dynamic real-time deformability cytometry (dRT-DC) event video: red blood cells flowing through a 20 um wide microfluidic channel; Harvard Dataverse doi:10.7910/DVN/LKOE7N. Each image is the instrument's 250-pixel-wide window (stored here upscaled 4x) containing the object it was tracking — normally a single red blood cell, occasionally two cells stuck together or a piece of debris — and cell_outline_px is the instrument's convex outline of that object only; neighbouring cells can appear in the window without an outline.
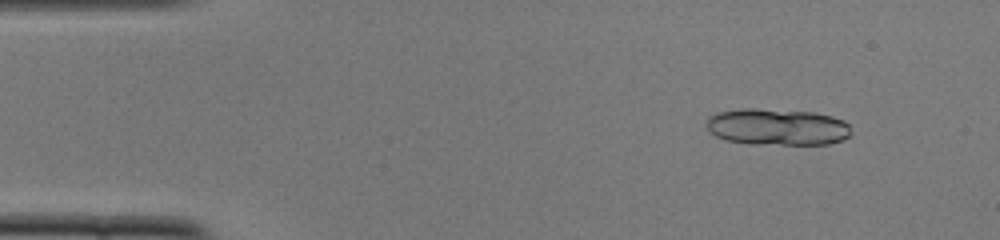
{"species": "common noctule bat (a hibernating species)", "species_latin": "Nyctalus noctula", "temperature_condition": "cold", "stored_images_in_passage": 47, "segment_of_instrument_passage": [1, 2], "camera_frame_rate_fps": 3000, "um_per_image_px": 0.085, "animal": {"sex": "female", "body_mass_g": 22.0, "forearm_length_mm": 56.7}, "frame": {"image": 1, "passage_image": 2, "time_ms": 0.333, "image_size_px": [1000, 240], "cell_outline_px": [[852, 136], [844, 140], [828, 144], [748, 144], [724, 140], [708, 132], [708, 116], [716, 112], [740, 108], [756, 108], [816, 112], [832, 116], [844, 120], [848, 124]], "centroid_in_image_um": [66.07, 10.79], "position_along_channel_um": 18.9, "area_um2": 31.44}}